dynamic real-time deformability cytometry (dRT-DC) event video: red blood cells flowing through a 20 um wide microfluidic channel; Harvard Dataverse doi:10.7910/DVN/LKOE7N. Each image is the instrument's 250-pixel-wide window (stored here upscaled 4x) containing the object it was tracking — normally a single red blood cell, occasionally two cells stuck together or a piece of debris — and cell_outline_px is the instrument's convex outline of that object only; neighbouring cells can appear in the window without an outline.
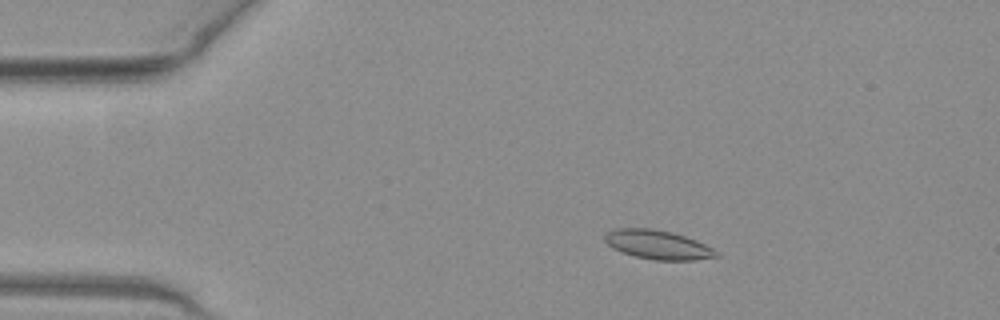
{"species": "common noctule bat (a hibernating species)", "species_latin": "Nyctalus noctula", "temperature_condition": "warm", "stored_images_in_passage": 49, "camera_frame_rate_fps": 3000, "um_per_image_px": 0.085, "animal": {"sex": "female", "body_mass_g": 19.3, "forearm_length_mm": 54.1}, "frame": {"image": 1, "passage_image": 7, "time_ms": 2.0, "image_size_px": [1000, 320], "cell_outline_px": [[720, 256], [692, 260], [652, 260], [636, 256], [612, 248], [604, 240], [604, 236], [608, 232], [616, 228], [652, 228], [672, 232], [696, 240], [720, 252]], "centroid_in_image_um": [55.93, 20.8], "position_along_channel_um": 29.1, "area_um2": 18.79}}
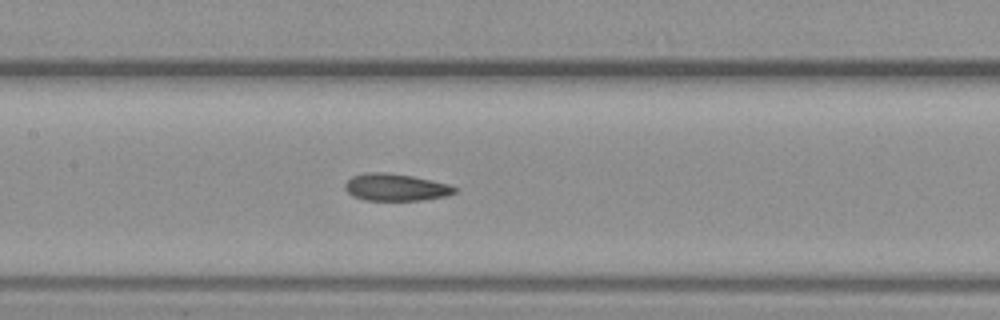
{"frame": {"image": 2, "passage_image": 22, "time_ms": 7.0, "image_size_px": [1000, 320], "cell_outline_px": [[460, 188], [456, 192], [448, 196], [424, 200], [364, 200], [352, 196], [344, 188], [344, 184], [352, 176], [364, 172], [388, 172], [412, 176], [452, 184]], "centroid_in_image_um": [33.68, 15.91], "position_along_channel_um": 173.7, "area_um2": 17.74}}
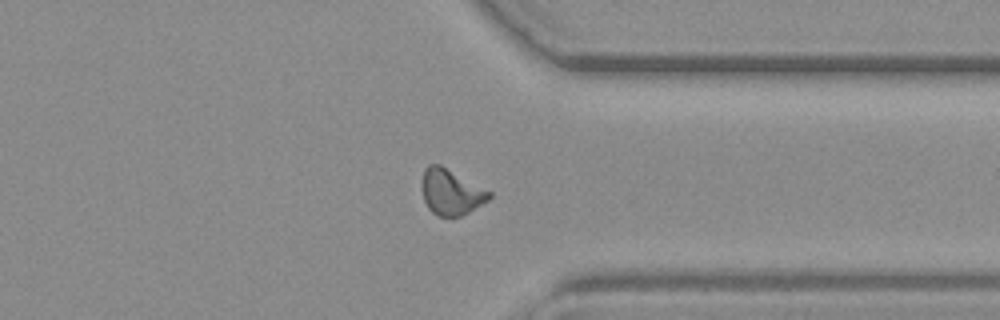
{"frame": {"image": 3, "passage_image": 37, "time_ms": 12.0, "image_size_px": [1000, 320], "cell_outline_px": [[492, 196], [488, 200], [468, 212], [460, 216], [436, 216], [428, 208], [424, 200], [420, 188], [420, 184], [424, 168], [428, 164], [440, 164], [492, 192]], "centroid_in_image_um": [38.29, 16.3], "position_along_channel_um": 373.1, "area_um2": 18.09}, "authors_computed_cell_mechanics": {"area_um2": 17.5712, "velocity_mm_per_s": 4.0517, "shape_relaxation_time_tau1_ms": null, "shape_relaxation_time_tau2_ms": 2.6664, "deformation_change_tau1": null, "deformation_change_tau2": 0.0994}}